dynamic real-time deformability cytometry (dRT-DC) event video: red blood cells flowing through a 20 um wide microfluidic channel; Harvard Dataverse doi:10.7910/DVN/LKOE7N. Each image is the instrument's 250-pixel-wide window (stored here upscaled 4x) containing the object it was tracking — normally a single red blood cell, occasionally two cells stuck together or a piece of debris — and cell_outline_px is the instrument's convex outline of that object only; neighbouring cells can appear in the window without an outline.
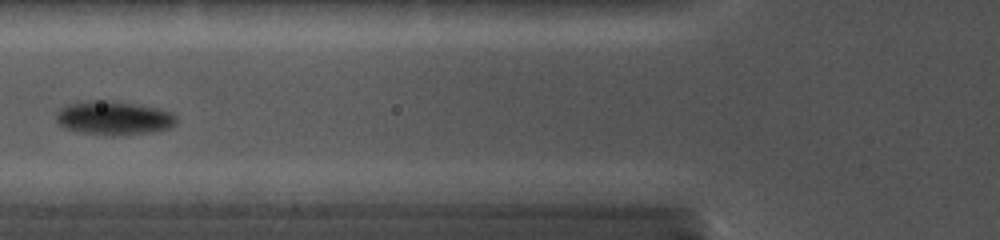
{"species": "common noctule bat (a hibernating species)", "species_latin": "Nyctalus noctula", "temperature_condition": "cold", "stored_images_in_passage": 5, "camera_frame_rate_fps": 5000, "um_per_image_px": 0.085, "animal": {"sex": "female", "body_mass_g": 19.0, "forearm_length_mm": 56.7}, "frame": {"image": 1, "passage_image": 4, "time_ms": 2.0, "image_size_px": [1000, 240], "cell_outline_px": [[176, 124], [168, 128], [152, 132], [112, 136], [84, 132], [64, 128], [56, 120], [56, 116], [64, 108], [76, 104], [128, 104], [152, 108], [168, 112], [176, 116]], "centroid_in_image_um": [9.74, 10.12], "position_along_channel_um": 116.1, "area_um2": 21.68}}